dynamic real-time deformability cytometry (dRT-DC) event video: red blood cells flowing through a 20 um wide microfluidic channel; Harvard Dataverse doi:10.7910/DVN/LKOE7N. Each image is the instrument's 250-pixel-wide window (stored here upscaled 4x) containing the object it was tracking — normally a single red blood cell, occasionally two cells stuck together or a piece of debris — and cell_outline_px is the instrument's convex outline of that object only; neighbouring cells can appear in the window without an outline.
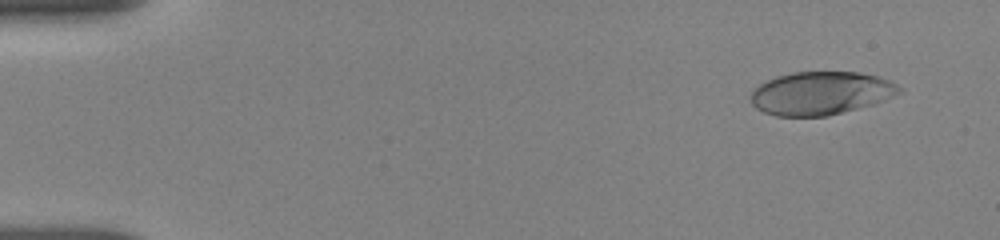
{"species": "human", "species_latin": "Homo sapiens", "temperature_condition": "room temperature", "stored_images_in_passage": 52, "camera_frame_rate_fps": 3000, "um_per_image_px": 0.085, "donor": {"sex": "female"}, "frame": {"image": 1, "passage_image": 4, "time_ms": 1.0, "image_size_px": [1000, 240], "cell_outline_px": [[904, 92], [884, 100], [872, 104], [828, 116], [776, 116], [764, 112], [756, 108], [752, 104], [748, 96], [760, 84], [768, 80], [792, 72], [860, 72], [876, 76], [888, 80], [896, 84]], "centroid_in_image_um": [69.76, 7.93], "position_along_channel_um": 15.2, "area_um2": 37.22}}
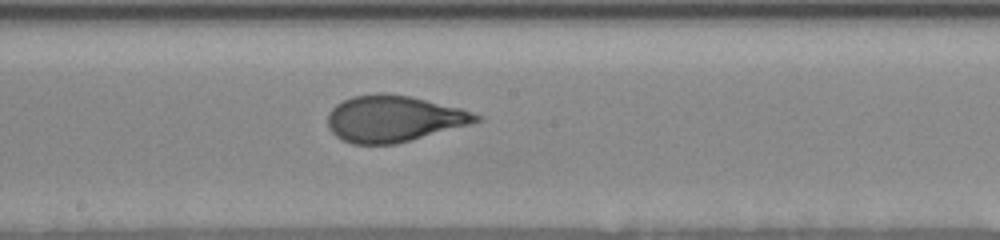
{"frame": {"image": 2, "passage_image": 29, "time_ms": 9.333, "image_size_px": [1000, 240], "cell_outline_px": [[484, 116], [480, 120], [468, 124], [396, 144], [352, 144], [340, 140], [328, 128], [328, 112], [336, 104], [352, 96], [376, 92], [384, 92], [408, 96], [460, 108]], "centroid_in_image_um": [33.4, 10.08], "position_along_channel_um": 214.8, "area_um2": 39.94}}
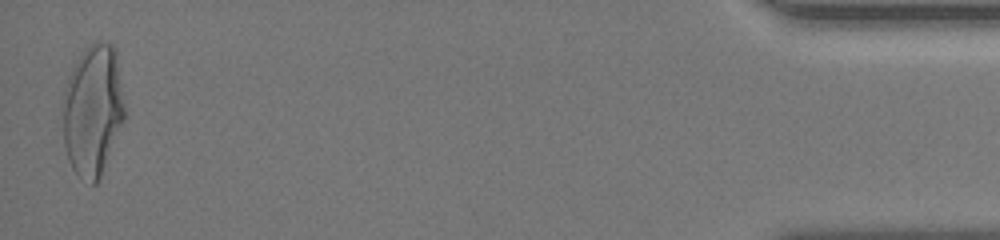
{"frame": {"image": 3, "passage_image": 52, "time_ms": 17.0, "image_size_px": [1000, 240], "cell_outline_px": [[124, 120], [100, 176], [96, 184], [92, 184], [80, 180], [72, 168], [68, 160], [64, 144], [60, 112], [64, 92], [68, 76], [72, 68], [84, 48], [88, 44], [96, 40], [100, 40], [112, 44], [116, 48], [124, 108]], "centroid_in_image_um": [7.84, 9.35], "position_along_channel_um": 427.4, "area_um2": 47.97}, "authors_computed_cell_mechanics": {"area_um2": 39.6797, "velocity_mm_per_s": 3.828, "shape_relaxation_time_tau1_ms": 3.8295, "shape_relaxation_time_tau2_ms": null, "deformation_change_tau1": 0.1729, "deformation_change_tau2": null}}